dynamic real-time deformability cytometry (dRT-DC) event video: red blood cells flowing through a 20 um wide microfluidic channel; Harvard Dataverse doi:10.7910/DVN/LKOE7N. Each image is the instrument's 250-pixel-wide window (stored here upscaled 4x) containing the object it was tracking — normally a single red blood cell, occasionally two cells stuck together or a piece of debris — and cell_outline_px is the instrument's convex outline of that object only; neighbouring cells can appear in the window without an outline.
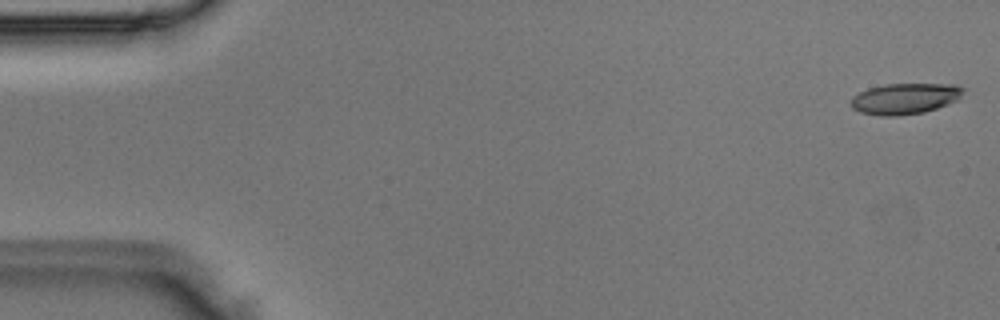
{"species": "Egyptian fruit bat (a non-hibernating species)", "species_latin": "Rousettus aegyptiacus", "temperature_condition": "room temperature", "stored_images_in_passage": 4, "camera_frame_rate_fps": 3000, "um_per_image_px": 0.085, "animal": {"sex": "male"}, "frame": {"image": 1, "passage_image": 1, "time_ms": 0.0, "image_size_px": [1000, 320], "cell_outline_px": [[964, 88], [960, 100], [924, 112], [900, 116], [880, 116], [860, 112], [852, 108], [848, 104], [852, 96], [868, 88], [884, 84], [956, 84]], "centroid_in_image_um": [76.9, 8.39], "position_along_channel_um": 8.1, "area_um2": 20.58}}